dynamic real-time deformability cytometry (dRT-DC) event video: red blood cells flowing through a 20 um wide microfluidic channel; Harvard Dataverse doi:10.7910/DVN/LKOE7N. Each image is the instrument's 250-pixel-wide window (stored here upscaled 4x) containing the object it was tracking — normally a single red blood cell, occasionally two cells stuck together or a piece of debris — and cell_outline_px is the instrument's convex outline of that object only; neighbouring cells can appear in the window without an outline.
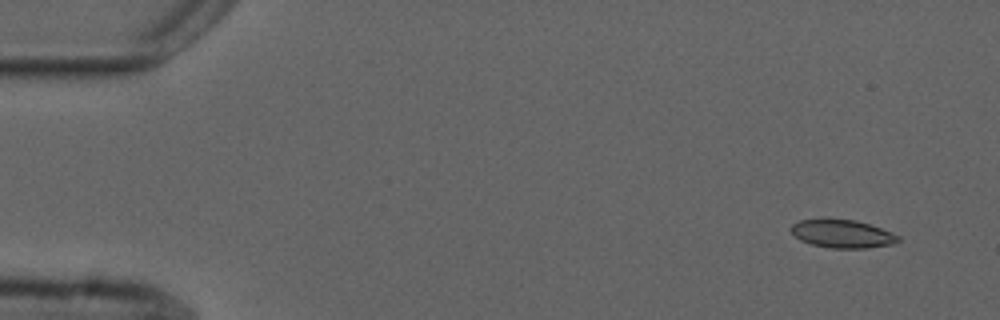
{"species": "common noctule bat (a hibernating species)", "species_latin": "Nyctalus noctula", "temperature_condition": "cold", "stored_images_in_passage": 7, "camera_frame_rate_fps": 3000, "um_per_image_px": 0.085, "animal": {"sex": "male", "forearm_length_mm": 52.5}, "frame": {"image": 1, "passage_image": 1, "time_ms": 0.0, "image_size_px": [1000, 320], "cell_outline_px": [[900, 240], [892, 244], [868, 248], [832, 248], [812, 244], [800, 240], [788, 228], [792, 224], [800, 220], [856, 220], [892, 232], [900, 236]], "centroid_in_image_um": [71.61, 19.89], "position_along_channel_um": 13.4, "area_um2": 17.28}}
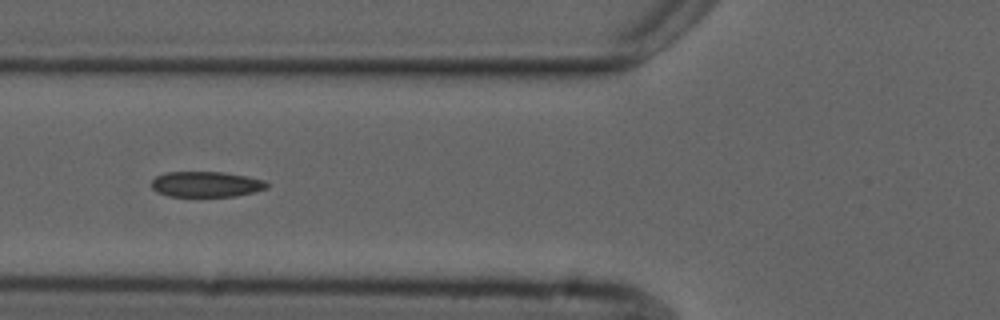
{"frame": {"image": 2, "passage_image": 5, "time_ms": 5.667, "image_size_px": [1000, 320], "cell_outline_px": [[268, 188], [256, 192], [236, 196], [168, 196], [156, 192], [152, 188], [152, 180], [156, 176], [168, 172], [224, 172], [248, 176], [264, 180], [268, 184]], "centroid_in_image_um": [17.55, 15.66], "position_along_channel_um": 108.3, "area_um2": 17.28}}
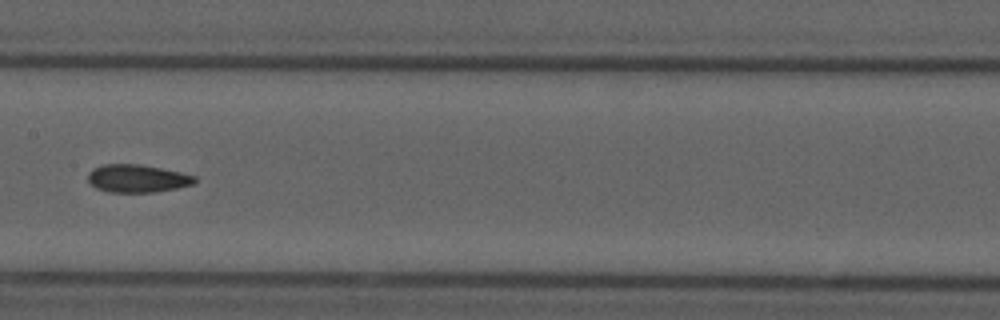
{"frame": {"image": 3, "passage_image": 7, "time_ms": 8.0, "image_size_px": [1000, 320], "cell_outline_px": [[196, 180], [192, 184], [176, 188], [156, 192], [108, 192], [96, 188], [88, 180], [88, 172], [92, 168], [104, 164], [140, 164], [180, 172], [196, 176]], "centroid_in_image_um": [11.64, 15.16], "position_along_channel_um": 195.8, "area_um2": 17.28}}